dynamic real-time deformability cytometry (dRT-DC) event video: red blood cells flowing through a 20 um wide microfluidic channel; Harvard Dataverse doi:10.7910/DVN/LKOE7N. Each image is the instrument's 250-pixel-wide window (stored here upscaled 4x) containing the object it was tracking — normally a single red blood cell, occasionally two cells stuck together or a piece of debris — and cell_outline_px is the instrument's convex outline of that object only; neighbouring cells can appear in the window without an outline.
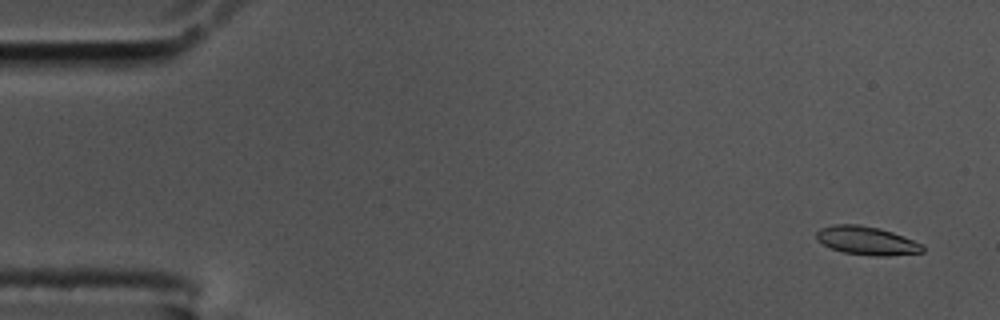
{"species": "common noctule bat (a hibernating species)", "species_latin": "Nyctalus noctula", "temperature_condition": "cold", "stored_images_in_passage": 58, "camera_frame_rate_fps": 3000, "um_per_image_px": 0.085, "animal": {"sex": "male", "body_mass_g": 17.5, "forearm_length_mm": 52.3}, "frame": {"image": 1, "passage_image": 3, "time_ms": 0.667, "image_size_px": [1000, 320], "cell_outline_px": [[924, 252], [888, 256], [876, 256], [844, 252], [832, 248], [816, 240], [816, 232], [820, 228], [832, 224], [860, 224], [880, 228], [904, 236], [924, 244]], "centroid_in_image_um": [73.69, 20.44], "position_along_channel_um": 11.3, "area_um2": 17.74}}
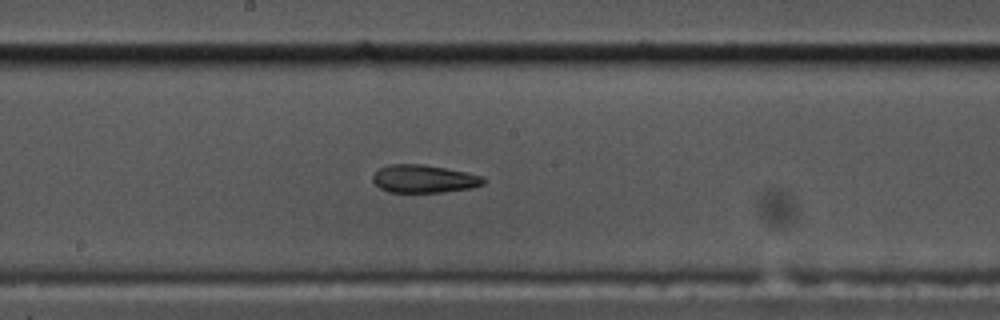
{"frame": {"image": 2, "passage_image": 31, "time_ms": 10.0, "image_size_px": [1000, 320], "cell_outline_px": [[484, 184], [472, 188], [440, 192], [388, 192], [380, 188], [372, 180], [372, 176], [380, 168], [392, 164], [424, 164], [484, 176]], "centroid_in_image_um": [36.03, 15.2], "position_along_channel_um": 212.2, "area_um2": 17.86}}
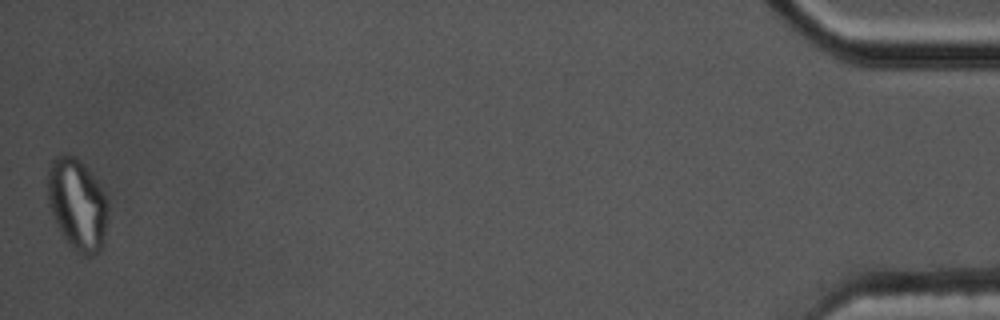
{"frame": {"image": 3, "passage_image": 58, "time_ms": 19.0, "image_size_px": [1000, 320], "cell_outline_px": [[108, 208], [104, 244], [100, 252], [92, 256], [80, 256], [68, 244], [60, 232], [56, 224], [48, 204], [48, 164], [56, 156], [68, 152], [80, 160], [88, 168], [108, 196]], "centroid_in_image_um": [6.59, 17.38], "position_along_channel_um": 428.6, "area_um2": 33.06}, "authors_computed_cell_mechanics": {"area_um2": 18.3226, "velocity_mm_per_s": 3.4565, "shape_relaxation_time_tau1_ms": null, "shape_relaxation_time_tau2_ms": 2.8133, "deformation_change_tau1": null, "deformation_change_tau2": 0.0965}}